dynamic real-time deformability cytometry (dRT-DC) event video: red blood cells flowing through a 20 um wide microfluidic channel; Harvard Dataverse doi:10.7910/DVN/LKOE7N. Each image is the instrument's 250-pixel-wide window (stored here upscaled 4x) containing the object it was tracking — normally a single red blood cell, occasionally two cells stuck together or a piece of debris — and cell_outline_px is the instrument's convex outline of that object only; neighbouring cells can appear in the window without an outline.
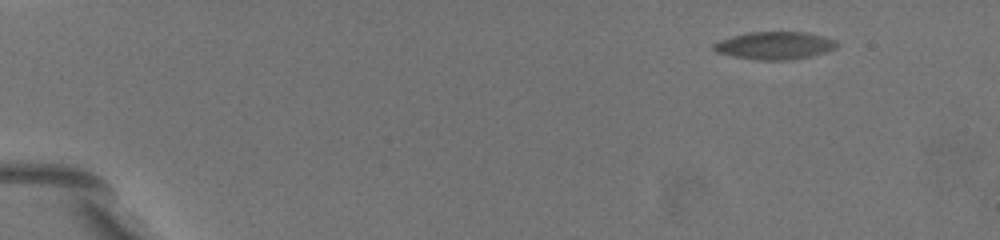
{"species": "common noctule bat (a hibernating species)", "species_latin": "Nyctalus noctula", "temperature_condition": "warm", "stored_images_in_passage": 45, "camera_frame_rate_fps": 3000, "um_per_image_px": 0.085, "animal": {"sex": "female", "body_mass_g": 19.5, "forearm_length_mm": 54.1}, "frame": {"image": 1, "passage_image": 1, "time_ms": 0.0, "image_size_px": [1000, 240], "cell_outline_px": [[840, 44], [836, 48], [812, 56], [792, 60], [760, 60], [736, 56], [716, 52], [712, 48], [712, 44], [720, 40], [748, 32], [804, 32], [836, 40]], "centroid_in_image_um": [65.87, 3.87], "position_along_channel_um": 19.1, "area_um2": 19.71}}
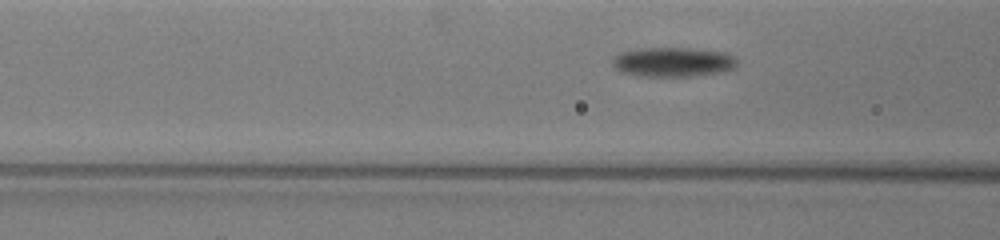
{"frame": {"image": 2, "passage_image": 17, "time_ms": 6.667, "image_size_px": [1000, 240], "cell_outline_px": [[736, 64], [732, 68], [720, 72], [692, 76], [636, 76], [620, 72], [612, 64], [612, 60], [620, 52], [640, 48], [688, 48], [724, 52], [736, 56]], "centroid_in_image_um": [57.17, 5.27], "position_along_channel_um": 109.4, "area_um2": 21.39}}
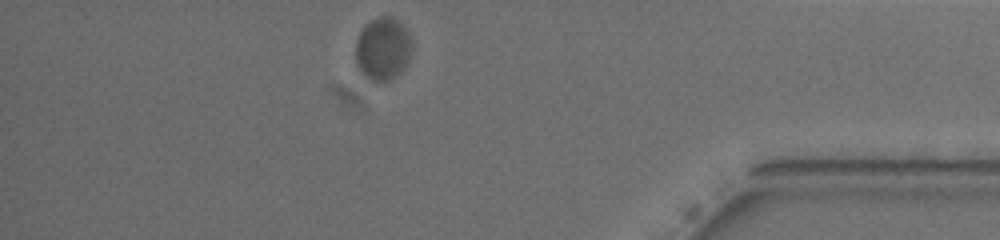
{"frame": {"image": 3, "passage_image": 39, "time_ms": 16.333, "image_size_px": [1000, 240], "cell_outline_px": [[412, 52], [404, 68], [392, 80], [368, 80], [360, 72], [356, 64], [356, 40], [364, 24], [380, 16], [392, 16], [400, 20], [404, 24], [408, 32], [412, 44]], "centroid_in_image_um": [32.55, 4.12], "position_along_channel_um": 402.6, "area_um2": 20.98}, "authors_computed_cell_mechanics": {"area_um2": 21.3282, "velocity_mm_per_s": 3.3575, "shape_relaxation_time_tau1_ms": 5.006, "shape_relaxation_time_tau2_ms": null, "deformation_change_tau1": 0.1442, "deformation_change_tau2": null}}